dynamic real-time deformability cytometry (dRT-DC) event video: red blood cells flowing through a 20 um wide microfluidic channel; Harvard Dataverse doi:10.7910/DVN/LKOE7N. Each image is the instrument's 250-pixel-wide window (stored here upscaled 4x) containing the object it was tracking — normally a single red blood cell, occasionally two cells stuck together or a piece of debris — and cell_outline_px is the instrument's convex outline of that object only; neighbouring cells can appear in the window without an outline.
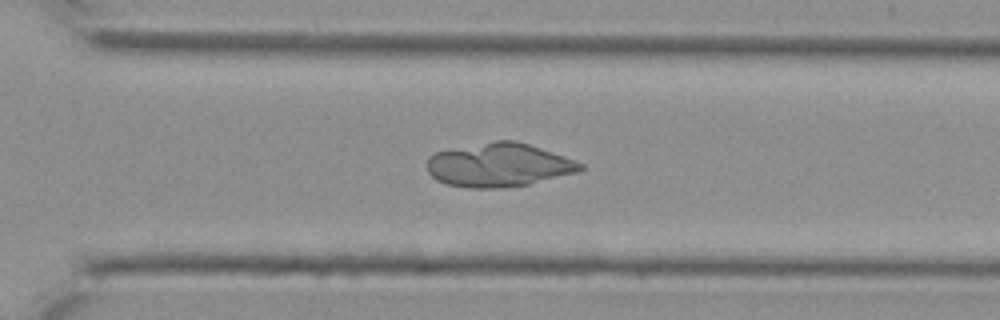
{"species": "Egyptian fruit bat (a non-hibernating species)", "species_latin": "Rousettus aegyptiacus", "temperature_condition": "cold", "stored_images_in_passage": 35, "camera_frame_rate_fps": 3000, "um_per_image_px": 0.085, "animal": {"sex": "female"}, "frame": {"image": 1, "passage_image": 25, "time_ms": 8.0, "image_size_px": [1000, 320], "cell_outline_px": [[584, 168], [576, 172], [528, 184], [504, 188], [468, 188], [448, 184], [436, 180], [428, 172], [428, 156], [436, 152], [496, 140], [516, 140], [564, 156], [584, 164]], "centroid_in_image_um": [42.39, 14.03], "position_along_channel_um": 328.2, "area_um2": 38.67}}